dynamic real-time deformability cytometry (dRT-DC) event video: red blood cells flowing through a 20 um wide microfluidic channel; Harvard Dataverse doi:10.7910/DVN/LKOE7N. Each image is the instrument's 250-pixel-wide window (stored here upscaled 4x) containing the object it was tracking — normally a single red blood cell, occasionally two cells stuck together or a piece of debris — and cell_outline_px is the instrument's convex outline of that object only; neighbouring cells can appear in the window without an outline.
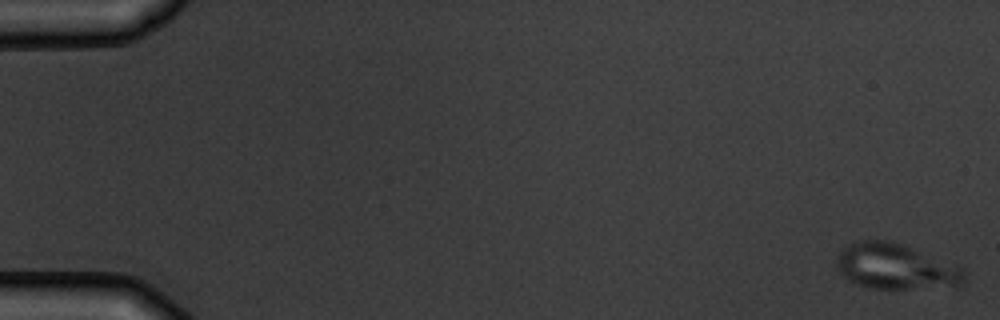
{"species": "common noctule bat (a hibernating species)", "species_latin": "Nyctalus noctula", "temperature_condition": "warm", "stored_images_in_passage": 5, "segment_of_instrument_passage": [2, 2], "camera_frame_rate_fps": 3000, "um_per_image_px": 0.085, "animal": {"sex": "male", "body_mass_g": 19.5, "forearm_length_mm": 54.6}, "frame": {"image": 1, "passage_image": 5, "time_ms": 5.667, "image_size_px": [1000, 320], "cell_outline_px": [[964, 280], [960, 284], [908, 288], [872, 288], [856, 284], [848, 280], [836, 268], [836, 260], [840, 248], [856, 240], [892, 240], [904, 244], [956, 264], [964, 272]], "centroid_in_image_um": [76.04, 22.61], "position_along_channel_um": 9.0, "area_um2": 33.76}}